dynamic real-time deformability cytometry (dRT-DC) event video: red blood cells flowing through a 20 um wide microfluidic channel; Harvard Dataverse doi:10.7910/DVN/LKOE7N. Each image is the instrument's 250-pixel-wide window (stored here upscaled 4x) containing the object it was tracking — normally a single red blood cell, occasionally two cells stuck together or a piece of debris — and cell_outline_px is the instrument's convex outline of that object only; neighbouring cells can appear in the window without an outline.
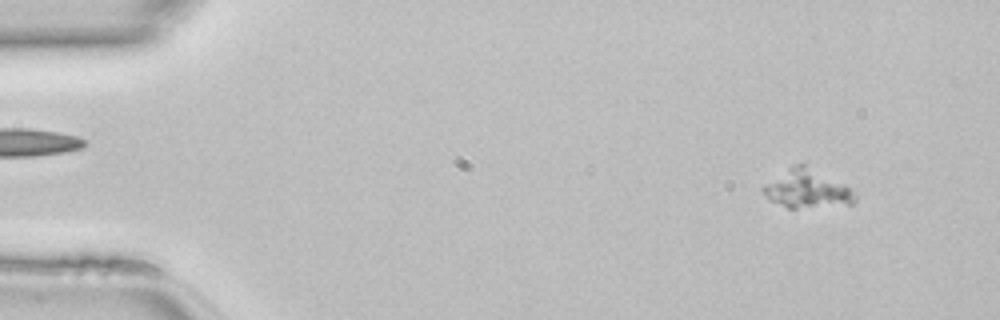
{"species": "common noctule bat (a hibernating species)", "species_latin": "Nyctalus noctula", "temperature_condition": "room temperature", "stored_images_in_passage": 47, "camera_frame_rate_fps": 3000, "um_per_image_px": 0.085, "animal": {"sex": "female", "body_mass_g": 22.7, "forearm_length_mm": 54.2}, "frame": {"image": 1, "passage_image": 4, "time_ms": 1.0, "image_size_px": [1000, 320], "cell_outline_px": [[856, 200], [852, 204], [796, 208], [788, 208], [768, 200], [760, 188], [764, 184], [792, 164], [804, 164], [844, 184], [856, 196]], "centroid_in_image_um": [68.53, 16.06], "position_along_channel_um": 16.5, "area_um2": 20.35}}
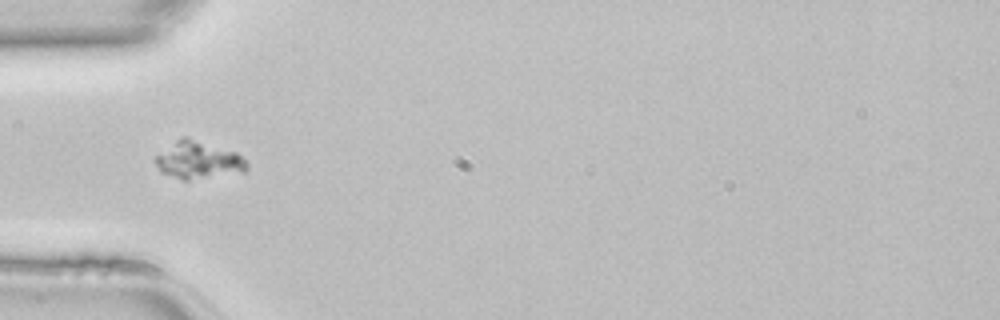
{"frame": {"image": 2, "passage_image": 15, "time_ms": 4.667, "image_size_px": [1000, 320], "cell_outline_px": [[248, 168], [244, 172], [188, 180], [184, 180], [160, 172], [152, 160], [156, 156], [180, 136], [188, 136], [236, 152], [248, 164]], "centroid_in_image_um": [16.83, 13.59], "position_along_channel_um": 68.2, "area_um2": 20.06}}
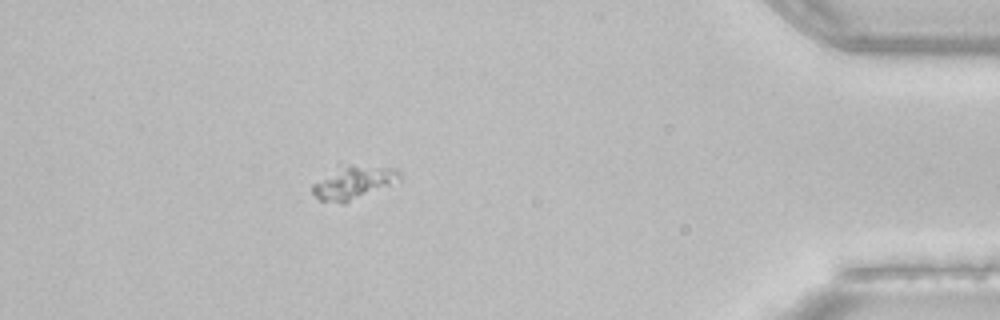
{"frame": {"image": 3, "passage_image": 42, "time_ms": 13.667, "image_size_px": [1000, 320], "cell_outline_px": [[400, 180], [344, 204], [320, 200], [312, 192], [312, 184], [352, 164], [396, 168], [400, 172]], "centroid_in_image_um": [30.11, 15.54], "position_along_channel_um": 405.1, "area_um2": 16.07}}